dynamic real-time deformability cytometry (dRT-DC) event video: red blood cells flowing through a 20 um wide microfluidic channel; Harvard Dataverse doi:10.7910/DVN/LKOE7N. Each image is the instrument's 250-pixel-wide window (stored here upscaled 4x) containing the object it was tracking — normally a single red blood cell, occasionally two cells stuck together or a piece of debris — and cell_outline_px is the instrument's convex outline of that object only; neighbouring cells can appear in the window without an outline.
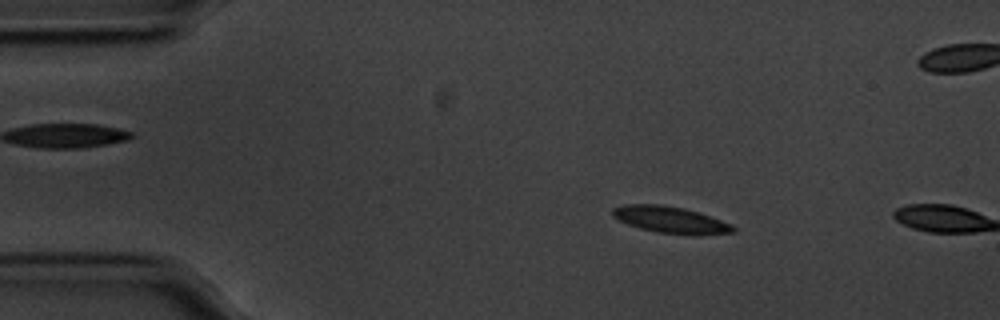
{"species": "common noctule bat (a hibernating species)", "species_latin": "Nyctalus noctula", "temperature_condition": "cold", "stored_images_in_passage": 10, "camera_frame_rate_fps": 3000, "um_per_image_px": 0.085, "animal": {"sex": "male", "body_mass_g": 20.1, "forearm_length_mm": 53.5}, "frame": {"image": 1, "passage_image": 9, "time_ms": 2.667, "image_size_px": [1000, 320], "cell_outline_px": [[736, 232], [692, 236], [656, 232], [640, 228], [628, 224], [612, 216], [612, 208], [624, 204], [660, 204], [680, 208], [696, 212], [732, 224], [736, 228]], "centroid_in_image_um": [56.99, 18.7], "position_along_channel_um": 28.0, "area_um2": 18.67}}